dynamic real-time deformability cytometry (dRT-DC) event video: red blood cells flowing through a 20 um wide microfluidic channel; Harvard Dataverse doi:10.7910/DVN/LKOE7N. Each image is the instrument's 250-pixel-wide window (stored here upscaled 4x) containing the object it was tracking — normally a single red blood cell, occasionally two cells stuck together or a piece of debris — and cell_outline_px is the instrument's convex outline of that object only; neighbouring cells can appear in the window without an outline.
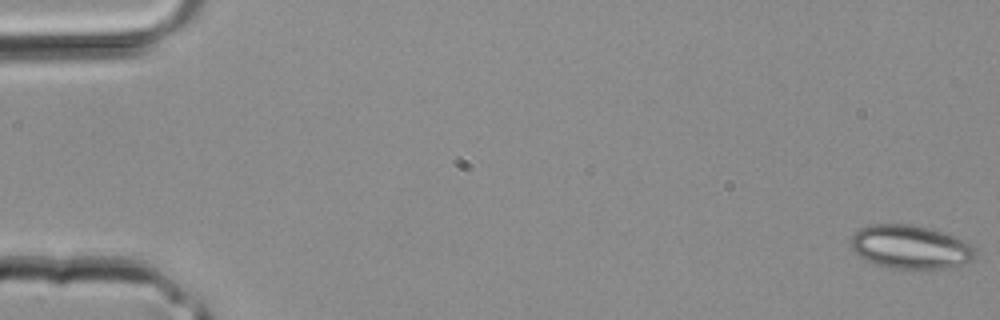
{"species": "common noctule bat (a hibernating species)", "species_latin": "Nyctalus noctula", "temperature_condition": "room temperature", "stored_images_in_passage": 13, "camera_frame_rate_fps": 3000, "um_per_image_px": 0.085, "animal": {"sex": "male", "body_mass_g": 20.4}, "frame": {"image": 1, "passage_image": 1, "time_ms": 0.0, "image_size_px": [1000, 320], "cell_outline_px": [[980, 256], [964, 264], [944, 268], [900, 272], [876, 264], [860, 256], [848, 244], [852, 236], [860, 228], [872, 224], [912, 224], [928, 228], [952, 236], [972, 244], [976, 248]], "centroid_in_image_um": [77.42, 21.04], "position_along_channel_um": 7.6, "area_um2": 32.43}}